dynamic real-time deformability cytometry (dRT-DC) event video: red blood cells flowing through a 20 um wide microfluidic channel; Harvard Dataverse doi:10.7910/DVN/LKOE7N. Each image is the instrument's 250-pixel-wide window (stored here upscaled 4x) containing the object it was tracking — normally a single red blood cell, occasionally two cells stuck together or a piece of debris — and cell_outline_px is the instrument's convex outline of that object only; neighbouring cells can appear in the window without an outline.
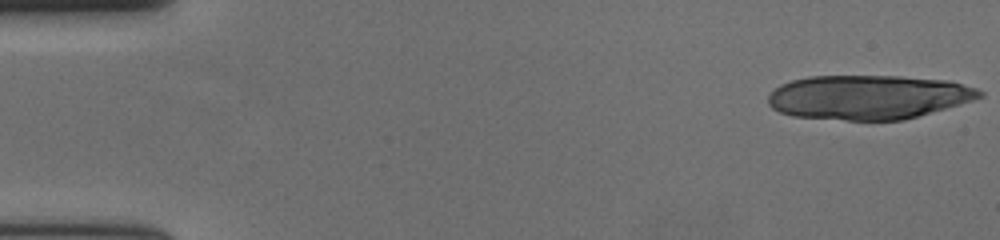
{"species": "human", "species_latin": "Homo sapiens", "temperature_condition": "cold", "stored_images_in_passage": 16, "camera_frame_rate_fps": 3000, "um_per_image_px": 0.085, "donor": {"sex": "female"}, "frame": {"image": 1, "passage_image": 1, "time_ms": 0.0, "image_size_px": [1000, 240], "cell_outline_px": [[984, 96], [972, 100], [904, 120], [848, 120], [792, 116], [780, 112], [772, 108], [768, 104], [768, 96], [780, 84], [792, 80], [808, 76], [900, 76], [948, 80], [976, 88], [984, 92]], "centroid_in_image_um": [73.79, 8.25], "position_along_channel_um": 11.2, "area_um2": 54.45}}